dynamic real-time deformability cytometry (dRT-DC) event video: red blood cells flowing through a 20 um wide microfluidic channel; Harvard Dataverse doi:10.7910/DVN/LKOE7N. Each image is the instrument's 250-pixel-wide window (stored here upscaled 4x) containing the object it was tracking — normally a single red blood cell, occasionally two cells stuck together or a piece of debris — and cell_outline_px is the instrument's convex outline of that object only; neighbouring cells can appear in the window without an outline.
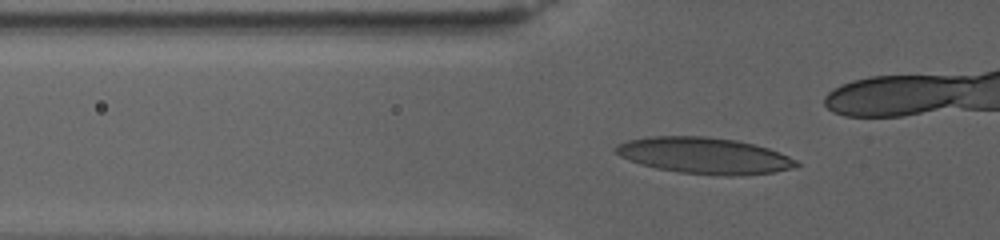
{"species": "human", "species_latin": "Homo sapiens", "temperature_condition": "warm", "stored_images_in_passage": 55, "camera_frame_rate_fps": 3000, "um_per_image_px": 0.085, "donor": {"sex": "female"}, "frame": {"image": 1, "passage_image": 19, "time_ms": 6.0, "image_size_px": [1000, 240], "cell_outline_px": [[800, 164], [792, 168], [772, 172], [740, 176], [720, 176], [680, 172], [656, 168], [640, 164], [628, 160], [612, 152], [612, 148], [616, 144], [628, 140], [652, 136], [704, 136], [736, 140], [768, 148], [780, 152], [796, 160]], "centroid_in_image_um": [59.82, 13.23], "position_along_channel_um": 66.0, "area_um2": 38.38}}
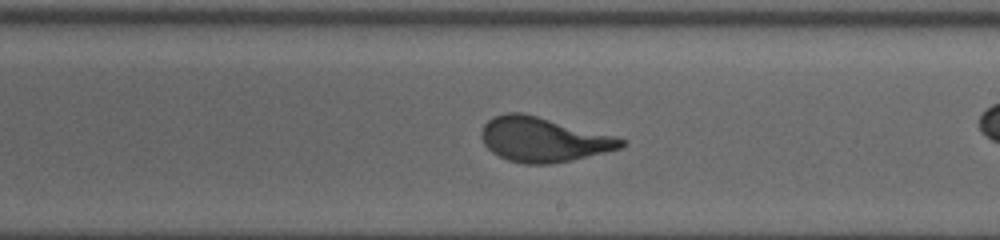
{"frame": {"image": 2, "passage_image": 39, "time_ms": 12.667, "image_size_px": [1000, 240], "cell_outline_px": [[628, 144], [620, 148], [604, 152], [568, 160], [548, 164], [524, 164], [508, 160], [492, 152], [484, 144], [480, 136], [480, 132], [484, 124], [492, 116], [504, 112], [520, 112], [616, 136], [628, 140]], "centroid_in_image_um": [46.15, 11.85], "position_along_channel_um": 242.9, "area_um2": 36.13}}
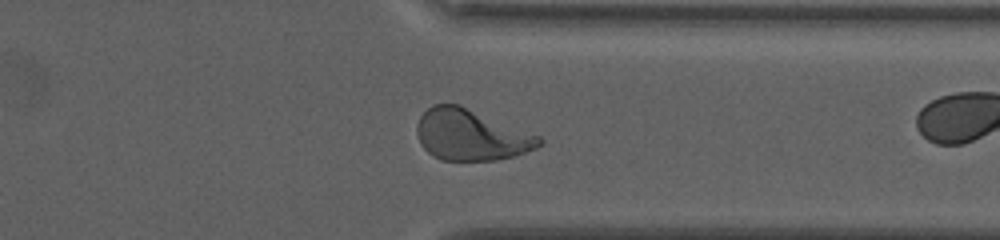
{"frame": {"image": 3, "passage_image": 53, "time_ms": 17.333, "image_size_px": [1000, 240], "cell_outline_px": [[544, 144], [536, 148], [512, 156], [496, 160], [440, 160], [432, 156], [420, 144], [416, 132], [416, 124], [420, 116], [432, 104], [460, 104], [540, 136], [544, 140]], "centroid_in_image_um": [40.01, 11.46], "position_along_channel_um": 371.4, "area_um2": 36.53}}